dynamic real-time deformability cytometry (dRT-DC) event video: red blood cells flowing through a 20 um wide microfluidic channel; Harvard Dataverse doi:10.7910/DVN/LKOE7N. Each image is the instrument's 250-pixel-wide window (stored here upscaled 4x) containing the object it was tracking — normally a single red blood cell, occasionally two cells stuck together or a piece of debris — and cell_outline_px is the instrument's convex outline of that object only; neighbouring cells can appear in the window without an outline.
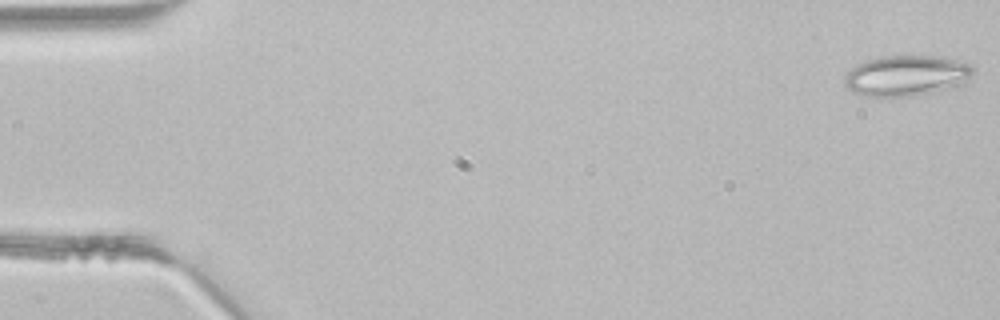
{"species": "common noctule bat (a hibernating species)", "species_latin": "Nyctalus noctula", "temperature_condition": "room temperature", "stored_images_in_passage": 5, "camera_frame_rate_fps": 3000, "um_per_image_px": 0.085, "animal": {"sex": "male", "body_mass_g": 21.5, "forearm_length_mm": 52.0}, "frame": {"image": 1, "passage_image": 1, "time_ms": 0.0, "image_size_px": [1000, 320], "cell_outline_px": [[972, 72], [964, 84], [956, 88], [908, 96], [864, 96], [852, 92], [844, 84], [844, 76], [852, 68], [864, 60], [880, 56], [948, 56], [972, 64]], "centroid_in_image_um": [77.07, 6.42], "position_along_channel_um": 7.9, "area_um2": 30.81}}